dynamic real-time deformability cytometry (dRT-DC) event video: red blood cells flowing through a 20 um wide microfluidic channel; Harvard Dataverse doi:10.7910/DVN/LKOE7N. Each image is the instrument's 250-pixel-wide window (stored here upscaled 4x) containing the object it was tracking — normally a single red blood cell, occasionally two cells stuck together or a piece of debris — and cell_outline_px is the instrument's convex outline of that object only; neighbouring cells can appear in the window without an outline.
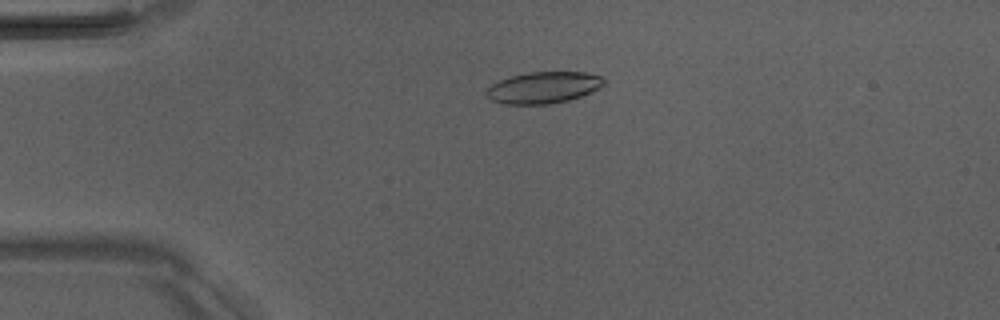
{"species": "Egyptian fruit bat (a non-hibernating species)", "species_latin": "Rousettus aegyptiacus", "temperature_condition": "room temperature", "stored_images_in_passage": 3, "camera_frame_rate_fps": 3000, "um_per_image_px": 0.085, "animal": {"sex": "male"}, "frame": {"image": 1, "passage_image": 1, "time_ms": 0.0, "image_size_px": [1000, 320], "cell_outline_px": [[608, 80], [600, 88], [580, 96], [568, 100], [548, 104], [504, 104], [492, 100], [484, 96], [484, 92], [492, 84], [508, 76], [528, 72], [584, 72], [604, 76]], "centroid_in_image_um": [46.2, 7.43], "position_along_channel_um": 38.8, "area_um2": 21.85}}